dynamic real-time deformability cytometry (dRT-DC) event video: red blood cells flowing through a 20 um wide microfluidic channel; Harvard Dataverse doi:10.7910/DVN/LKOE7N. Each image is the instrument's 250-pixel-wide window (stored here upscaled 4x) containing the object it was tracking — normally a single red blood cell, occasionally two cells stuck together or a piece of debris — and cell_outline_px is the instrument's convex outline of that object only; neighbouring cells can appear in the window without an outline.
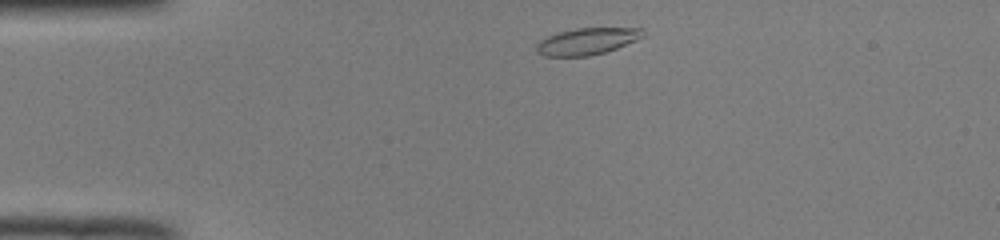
{"species": "common noctule bat (a hibernating species)", "species_latin": "Nyctalus noctula", "temperature_condition": "room temperature", "stored_images_in_passage": 42, "camera_frame_rate_fps": 3000, "um_per_image_px": 0.085, "animal": {"sex": "male", "body_mass_g": 19.0, "forearm_length_mm": 50.8}, "frame": {"image": 1, "passage_image": 2, "time_ms": 0.333, "image_size_px": [1000, 240], "cell_outline_px": [[644, 36], [636, 40], [616, 48], [604, 52], [588, 56], [544, 56], [536, 52], [536, 44], [540, 40], [556, 32], [576, 28], [644, 28]], "centroid_in_image_um": [49.87, 3.5], "position_along_channel_um": 35.1, "area_um2": 16.59}}
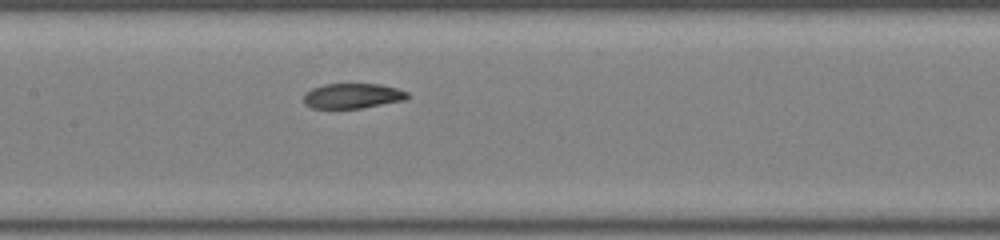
{"frame": {"image": 2, "passage_image": 16, "time_ms": 5.0, "image_size_px": [1000, 240], "cell_outline_px": [[408, 100], [360, 108], [312, 108], [304, 104], [304, 96], [312, 88], [324, 84], [380, 84], [396, 88], [408, 92]], "centroid_in_image_um": [30.0, 8.15], "position_along_channel_um": 177.4, "area_um2": 15.14}}
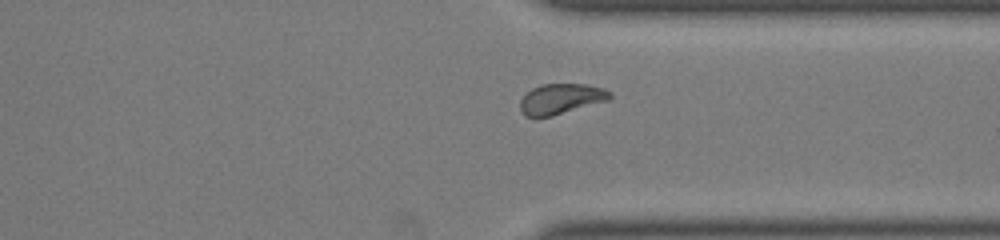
{"frame": {"image": 3, "passage_image": 30, "time_ms": 9.667, "image_size_px": [1000, 240], "cell_outline_px": [[612, 96], [608, 100], [552, 116], [524, 116], [520, 112], [520, 100], [532, 88], [540, 84], [588, 84], [604, 88], [612, 92]], "centroid_in_image_um": [47.69, 8.39], "position_along_channel_um": 363.7, "area_um2": 15.9}, "authors_computed_cell_mechanics": {"area_um2": 16.3574, "velocity_mm_per_s": 3.9787, "shape_relaxation_time_tau1_ms": 10.8035, "shape_relaxation_time_tau2_ms": 2.5789, "deformation_change_tau1": 0.2645, "deformation_change_tau2": 0.0751}}